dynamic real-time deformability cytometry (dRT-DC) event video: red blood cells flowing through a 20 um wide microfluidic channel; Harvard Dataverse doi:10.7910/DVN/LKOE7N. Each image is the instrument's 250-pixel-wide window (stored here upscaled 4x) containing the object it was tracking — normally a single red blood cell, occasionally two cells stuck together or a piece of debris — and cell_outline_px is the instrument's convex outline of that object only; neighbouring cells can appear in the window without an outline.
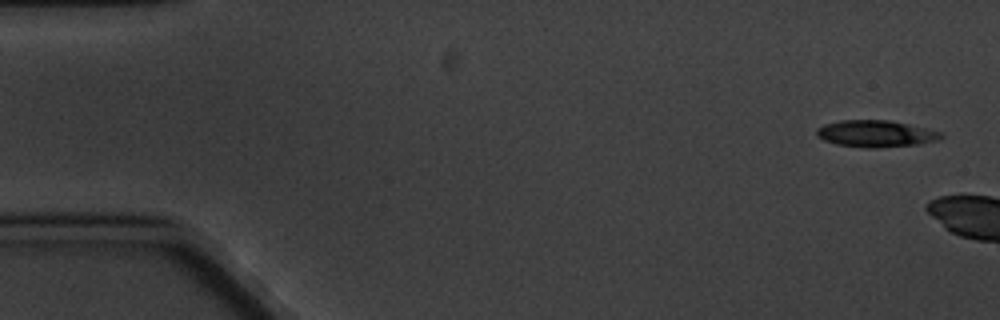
{"species": "common noctule bat (a hibernating species)", "species_latin": "Nyctalus noctula", "temperature_condition": "cold", "stored_images_in_passage": 5, "camera_frame_rate_fps": 3000, "um_per_image_px": 0.085, "animal": {"sex": "male", "body_mass_g": 20.1, "forearm_length_mm": 53.5}, "frame": {"image": 1, "passage_image": 1, "time_ms": 0.0, "image_size_px": [1000, 320], "cell_outline_px": [[944, 136], [936, 140], [920, 144], [876, 148], [864, 148], [836, 144], [824, 140], [816, 136], [816, 128], [824, 124], [840, 120], [888, 120], [908, 124], [940, 132]], "centroid_in_image_um": [74.38, 11.37], "position_along_channel_um": 10.6, "area_um2": 19.36}}